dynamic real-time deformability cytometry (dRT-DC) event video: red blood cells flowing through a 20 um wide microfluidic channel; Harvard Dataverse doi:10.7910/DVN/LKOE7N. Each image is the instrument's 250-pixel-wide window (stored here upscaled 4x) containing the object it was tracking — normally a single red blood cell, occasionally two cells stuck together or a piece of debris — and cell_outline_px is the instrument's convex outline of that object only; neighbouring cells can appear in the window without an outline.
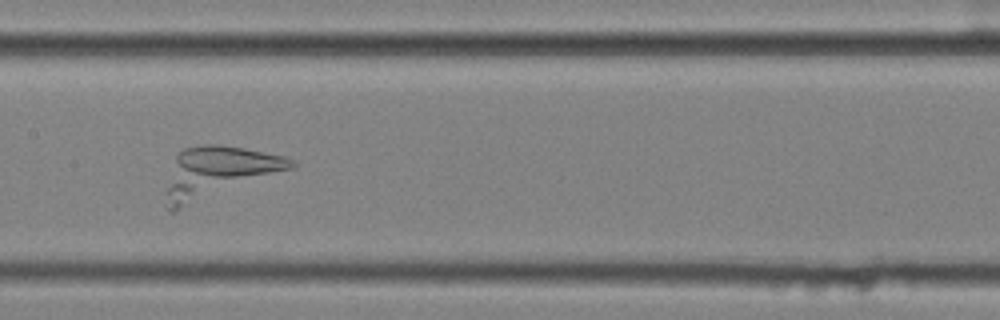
{"species": "common noctule bat (a hibernating species)", "species_latin": "Nyctalus noctula", "temperature_condition": "cold", "stored_images_in_passage": 53, "camera_frame_rate_fps": 3000, "um_per_image_px": 0.085, "animal": {"sex": "female", "body_mass_g": 25.1}, "frame": {"image": 1, "passage_image": 24, "time_ms": 7.667, "image_size_px": [1000, 320], "cell_outline_px": [[296, 164], [292, 168], [176, 212], [172, 212], [164, 204], [176, 156], [184, 148], [204, 144], [216, 144], [244, 148], [284, 156], [292, 160]], "centroid_in_image_um": [18.53, 14.68], "position_along_channel_um": 188.9, "area_um2": 36.93}}
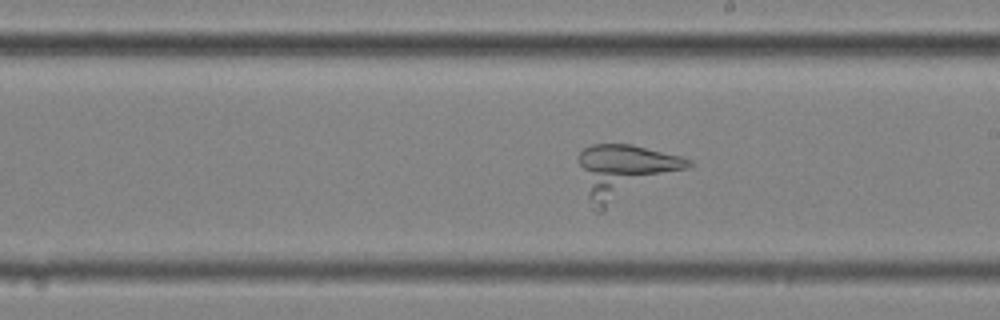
{"frame": {"image": 2, "passage_image": 28, "time_ms": 9.0, "image_size_px": [1000, 320], "cell_outline_px": [[696, 164], [604, 212], [596, 212], [592, 208], [588, 196], [576, 156], [584, 148], [592, 144], [632, 144], [684, 156], [692, 160]], "centroid_in_image_um": [53.12, 14.6], "position_along_channel_um": 235.9, "area_um2": 35.37}}
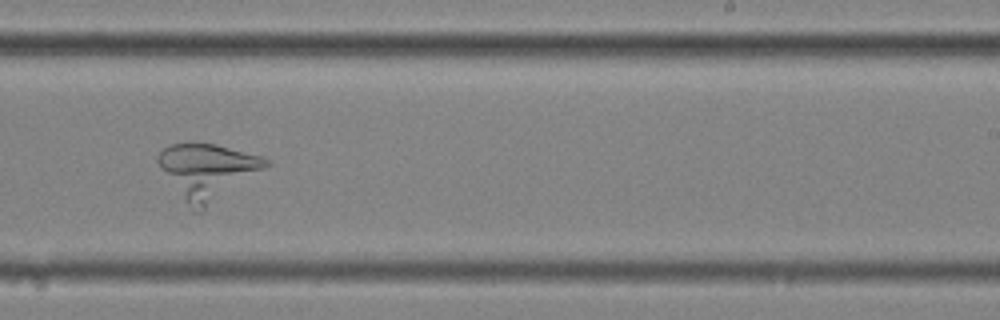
{"frame": {"image": 3, "passage_image": 31, "time_ms": 10.0, "image_size_px": [1000, 320], "cell_outline_px": [[272, 164], [200, 212], [192, 212], [160, 168], [156, 160], [156, 156], [164, 148], [172, 144], [216, 144], [264, 156], [272, 160]], "centroid_in_image_um": [17.67, 14.55], "position_along_channel_um": 271.3, "area_um2": 34.56}}